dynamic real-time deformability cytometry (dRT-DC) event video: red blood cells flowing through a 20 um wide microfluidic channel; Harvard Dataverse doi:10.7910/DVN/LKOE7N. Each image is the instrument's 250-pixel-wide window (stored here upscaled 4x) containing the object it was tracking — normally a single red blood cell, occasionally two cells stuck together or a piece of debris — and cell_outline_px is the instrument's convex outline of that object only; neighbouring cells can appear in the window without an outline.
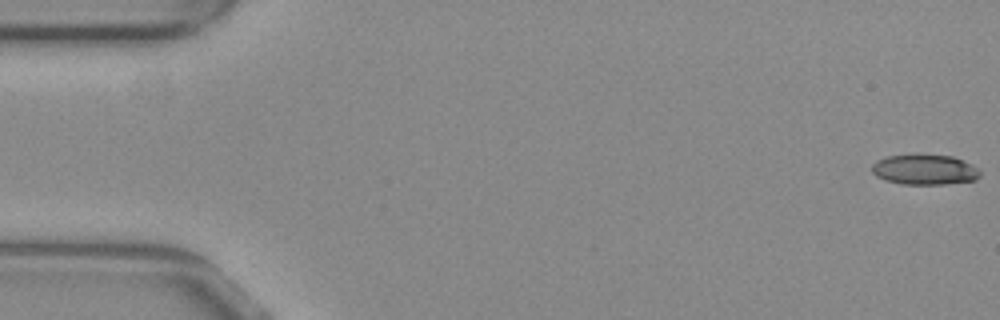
{"species": "common noctule bat (a hibernating species)", "species_latin": "Nyctalus noctula", "temperature_condition": "warm", "stored_images_in_passage": 8, "camera_frame_rate_fps": 3000, "um_per_image_px": 0.085, "animal": {"sex": "female", "body_mass_g": 29.2, "forearm_length_mm": 56.3}, "frame": {"image": 1, "passage_image": 1, "time_ms": 0.0, "image_size_px": [1000, 320], "cell_outline_px": [[980, 176], [976, 180], [944, 184], [900, 184], [884, 180], [876, 176], [872, 172], [872, 164], [876, 160], [888, 156], [952, 156], [972, 164], [980, 172]], "centroid_in_image_um": [78.58, 14.45], "position_along_channel_um": 6.4, "area_um2": 18.73}}